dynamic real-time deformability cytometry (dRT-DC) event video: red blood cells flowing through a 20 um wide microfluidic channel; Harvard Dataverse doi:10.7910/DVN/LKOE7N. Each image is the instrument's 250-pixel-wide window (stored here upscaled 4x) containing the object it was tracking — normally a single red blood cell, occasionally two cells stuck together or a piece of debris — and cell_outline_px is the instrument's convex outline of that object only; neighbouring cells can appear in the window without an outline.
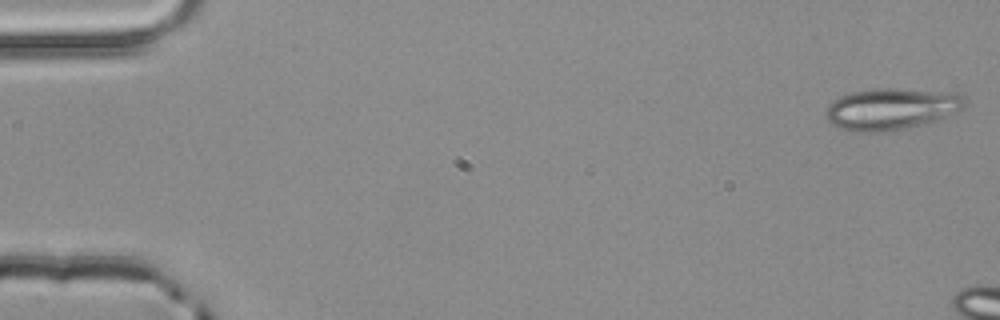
{"species": "common noctule bat (a hibernating species)", "species_latin": "Nyctalus noctula", "temperature_condition": "room temperature", "stored_images_in_passage": 5, "camera_frame_rate_fps": 3000, "um_per_image_px": 0.085, "animal": {"sex": "male", "body_mass_g": 20.4}, "frame": {"image": 1, "passage_image": 1, "time_ms": 0.0, "image_size_px": [1000, 320], "cell_outline_px": [[968, 100], [964, 108], [960, 112], [928, 124], [908, 128], [876, 132], [856, 132], [840, 128], [832, 124], [824, 116], [824, 112], [828, 104], [832, 100], [848, 92], [872, 88], [896, 88], [956, 92]], "centroid_in_image_um": [75.79, 9.25], "position_along_channel_um": 9.2, "area_um2": 34.68}}